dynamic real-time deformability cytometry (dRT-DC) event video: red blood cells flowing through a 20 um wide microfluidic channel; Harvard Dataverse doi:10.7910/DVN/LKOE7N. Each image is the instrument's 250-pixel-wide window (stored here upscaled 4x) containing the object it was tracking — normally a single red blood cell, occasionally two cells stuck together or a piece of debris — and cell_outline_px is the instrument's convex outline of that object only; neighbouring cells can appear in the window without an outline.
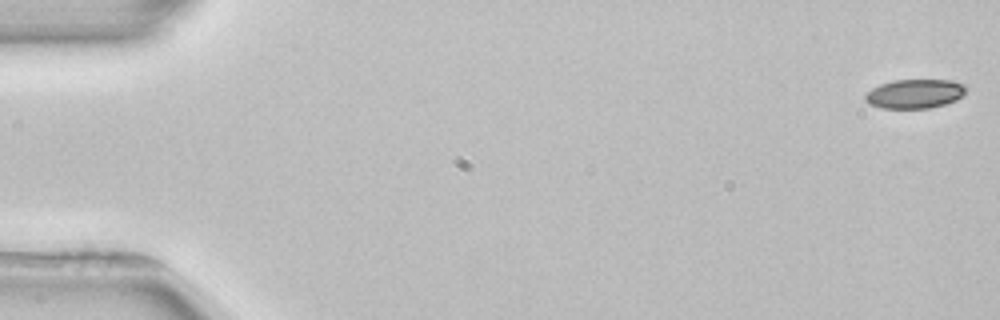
{"species": "common noctule bat (a hibernating species)", "species_latin": "Nyctalus noctula", "temperature_condition": "room temperature", "stored_images_in_passage": 5, "camera_frame_rate_fps": 3000, "um_per_image_px": 0.085, "animal": {"sex": "female", "body_mass_g": 22.7, "forearm_length_mm": 54.2}, "frame": {"image": 1, "passage_image": 1, "time_ms": 0.0, "image_size_px": [1000, 320], "cell_outline_px": [[964, 92], [956, 100], [944, 104], [928, 108], [880, 108], [868, 104], [864, 100], [864, 96], [872, 88], [880, 84], [892, 80], [948, 80], [964, 84]], "centroid_in_image_um": [77.69, 7.97], "position_along_channel_um": 7.3, "area_um2": 16.99}}
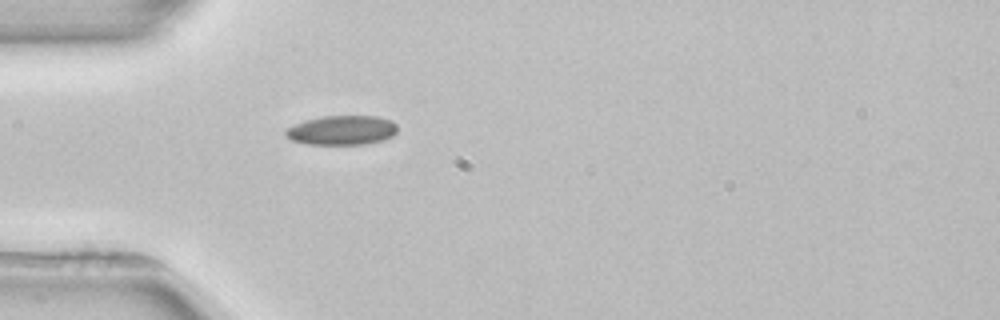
{"frame": {"image": 2, "passage_image": 5, "time_ms": 5.0, "image_size_px": [1000, 320], "cell_outline_px": [[396, 132], [392, 136], [384, 140], [364, 144], [308, 144], [292, 140], [284, 136], [284, 128], [304, 120], [324, 116], [376, 116], [392, 120], [396, 124]], "centroid_in_image_um": [29.02, 11.06], "position_along_channel_um": 56.0, "area_um2": 19.31}}